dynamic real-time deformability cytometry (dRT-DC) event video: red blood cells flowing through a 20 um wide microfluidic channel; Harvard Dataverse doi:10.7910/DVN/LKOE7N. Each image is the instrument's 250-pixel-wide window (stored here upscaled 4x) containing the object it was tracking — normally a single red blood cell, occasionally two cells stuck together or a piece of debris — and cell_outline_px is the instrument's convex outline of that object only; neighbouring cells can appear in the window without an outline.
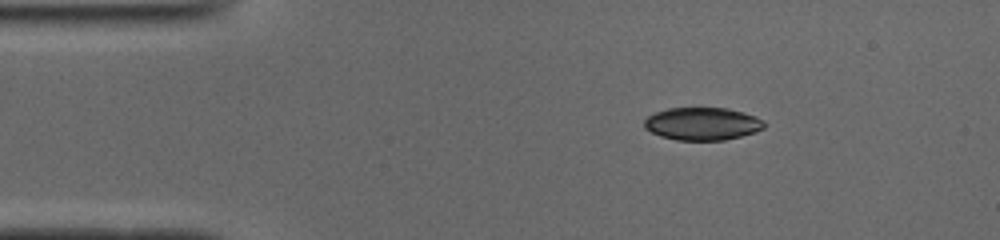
{"species": "common noctule bat (a hibernating species)", "species_latin": "Nyctalus noctula", "temperature_condition": "cold", "stored_images_in_passage": 44, "camera_frame_rate_fps": 3000, "um_per_image_px": 0.085, "animal": {"sex": "male", "body_mass_g": 19.0, "forearm_length_mm": 50.8}, "frame": {"image": 1, "passage_image": 1, "time_ms": 0.0, "image_size_px": [1000, 240], "cell_outline_px": [[768, 124], [764, 128], [756, 132], [724, 140], [676, 140], [660, 136], [644, 128], [644, 120], [648, 116], [656, 112], [668, 108], [728, 108], [744, 112], [756, 116], [764, 120]], "centroid_in_image_um": [59.74, 10.52], "position_along_channel_um": 25.3, "area_um2": 23.06}}
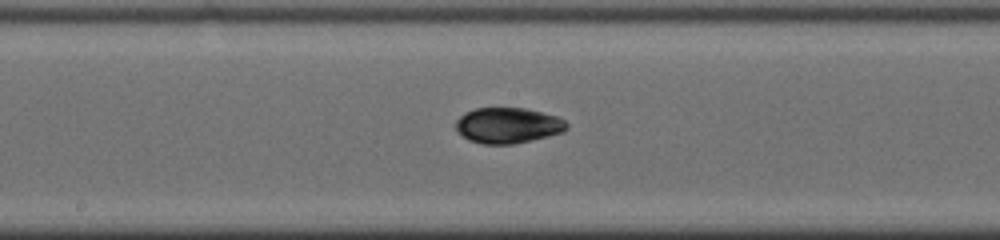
{"frame": {"image": 2, "passage_image": 19, "time_ms": 6.0, "image_size_px": [1000, 240], "cell_outline_px": [[568, 128], [564, 132], [532, 140], [512, 144], [484, 144], [468, 140], [456, 128], [456, 120], [464, 112], [476, 108], [524, 108], [556, 116], [564, 120], [568, 124]], "centroid_in_image_um": [43.18, 10.66], "position_along_channel_um": 205.0, "area_um2": 22.95}}
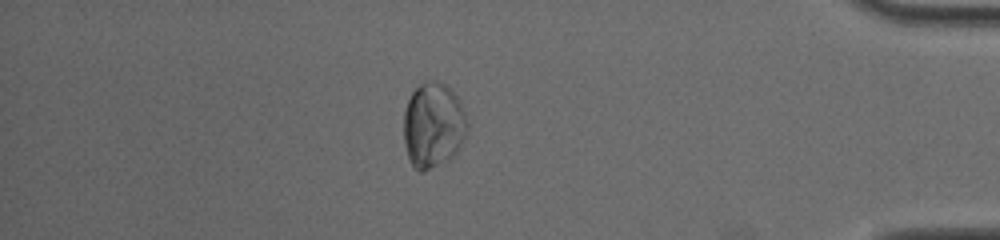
{"frame": {"image": 3, "passage_image": 37, "time_ms": 12.0, "image_size_px": [1000, 240], "cell_outline_px": [[468, 124], [464, 140], [460, 148], [452, 156], [424, 172], [420, 172], [412, 164], [408, 156], [404, 144], [404, 112], [408, 100], [412, 92], [424, 80], [436, 80], [444, 84], [456, 96], [464, 112]], "centroid_in_image_um": [36.81, 10.63], "position_along_channel_um": 398.4, "area_um2": 31.39}, "authors_computed_cell_mechanics": {"area_um2": 23.2356, "velocity_mm_per_s": 3.9196, "shape_relaxation_time_tau1_ms": 2.0121, "shape_relaxation_time_tau2_ms": null, "deformation_change_tau1": 0.0798, "deformation_change_tau2": null}}